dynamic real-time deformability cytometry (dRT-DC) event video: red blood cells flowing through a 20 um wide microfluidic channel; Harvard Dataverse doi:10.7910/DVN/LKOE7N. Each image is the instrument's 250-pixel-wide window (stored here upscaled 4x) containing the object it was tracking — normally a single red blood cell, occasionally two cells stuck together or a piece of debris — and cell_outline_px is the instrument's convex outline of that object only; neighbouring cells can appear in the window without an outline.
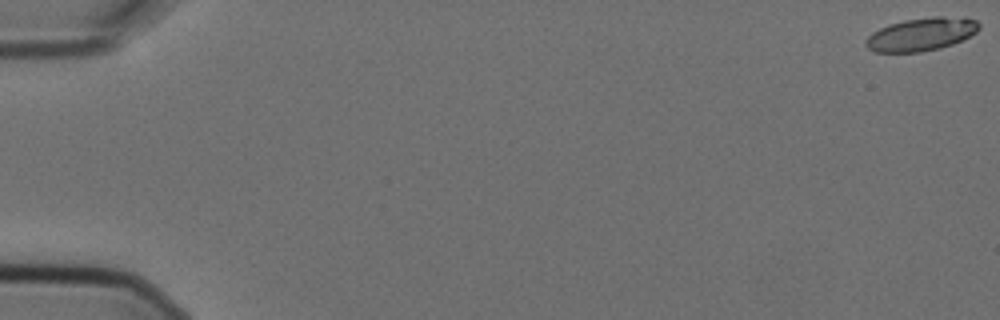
{"species": "Egyptian fruit bat (a non-hibernating species)", "species_latin": "Rousettus aegyptiacus", "temperature_condition": "cold", "stored_images_in_passage": 5, "camera_frame_rate_fps": 3000, "um_per_image_px": 0.085, "animal": {"sex": "female"}, "frame": {"image": 1, "passage_image": 1, "time_ms": 0.0, "image_size_px": [1000, 320], "cell_outline_px": [[980, 28], [976, 32], [952, 44], [940, 48], [920, 52], [876, 52], [868, 48], [864, 44], [864, 40], [872, 32], [888, 24], [904, 20], [932, 16], [944, 16], [976, 20], [980, 24]], "centroid_in_image_um": [78.26, 2.91], "position_along_channel_um": 6.7, "area_um2": 21.73}}
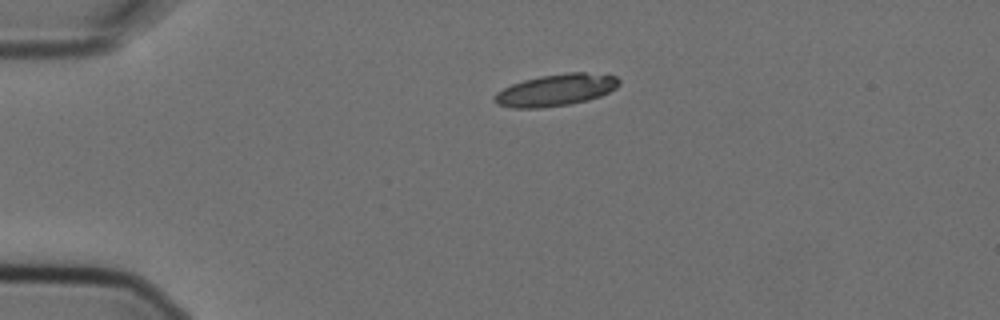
{"frame": {"image": 2, "passage_image": 4, "time_ms": 1.0, "image_size_px": [1000, 320], "cell_outline_px": [[620, 84], [616, 88], [600, 96], [588, 100], [568, 104], [540, 108], [512, 108], [496, 104], [492, 100], [492, 96], [496, 92], [512, 84], [524, 80], [540, 76], [568, 72], [584, 72], [616, 76], [620, 80]], "centroid_in_image_um": [47.22, 7.65], "position_along_channel_um": 37.8, "area_um2": 23.18}}